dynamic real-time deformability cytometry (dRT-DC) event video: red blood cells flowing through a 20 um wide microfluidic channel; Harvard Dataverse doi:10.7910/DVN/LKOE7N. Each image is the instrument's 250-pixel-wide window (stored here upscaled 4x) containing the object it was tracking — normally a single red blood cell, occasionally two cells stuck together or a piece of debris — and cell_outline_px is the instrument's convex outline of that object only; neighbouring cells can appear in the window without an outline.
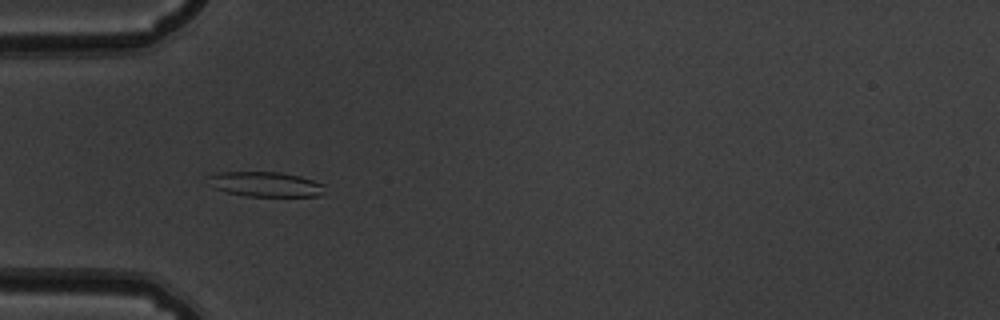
{"species": "common noctule bat (a hibernating species)", "species_latin": "Nyctalus noctula", "temperature_condition": "warm", "stored_images_in_passage": 37, "camera_frame_rate_fps": 3000, "um_per_image_px": 0.085, "animal": {"sex": "male", "body_mass_g": 19.5, "forearm_length_mm": 54.6}, "frame": {"image": 1, "passage_image": 1, "time_ms": 0.0, "image_size_px": [1000, 320], "cell_outline_px": [[324, 184], [320, 196], [244, 196], [228, 192], [216, 188], [208, 176], [216, 172], [280, 172], [300, 176]], "centroid_in_image_um": [22.59, 15.65], "position_along_channel_um": 62.4, "area_um2": 16.59}}
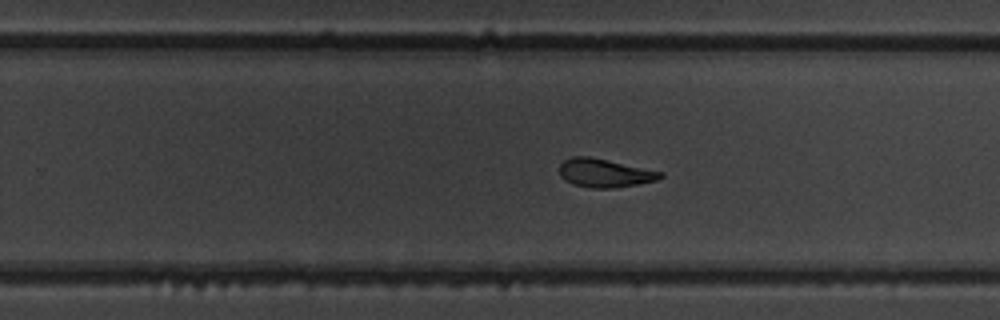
{"frame": {"image": 2, "passage_image": 18, "time_ms": 5.667, "image_size_px": [1000, 320], "cell_outline_px": [[664, 176], [656, 180], [616, 188], [588, 188], [572, 184], [564, 180], [560, 176], [560, 164], [564, 160], [572, 156], [588, 156], [608, 160], [664, 172]], "centroid_in_image_um": [51.37, 14.71], "position_along_channel_um": 278.4, "area_um2": 16.82}}
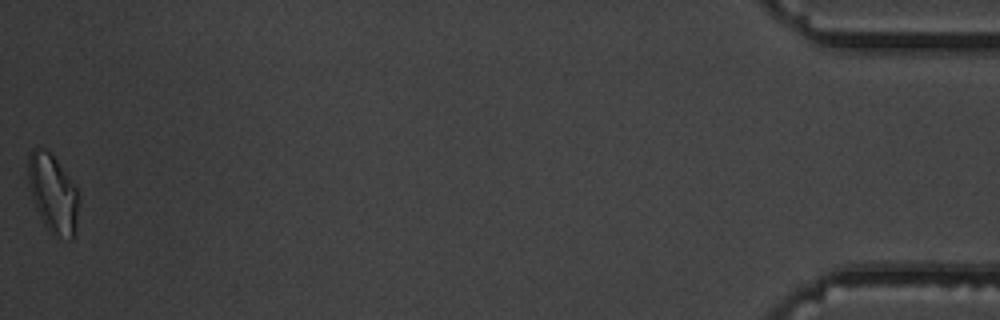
{"frame": {"image": 3, "passage_image": 37, "time_ms": 12.0, "image_size_px": [1000, 320], "cell_outline_px": [[80, 200], [76, 224], [72, 240], [52, 236], [44, 224], [36, 208], [28, 184], [28, 152], [36, 144], [44, 148], [56, 160], [68, 176], [76, 188]], "centroid_in_image_um": [4.49, 16.45], "position_along_channel_um": 430.7, "area_um2": 23.29}, "authors_computed_cell_mechanics": {"area_um2": 17.1088, "velocity_mm_per_s": 3.866, "shape_relaxation_time_tau1_ms": 10.388, "shape_relaxation_time_tau2_ms": 2.2861, "deformation_change_tau1": 0.2395, "deformation_change_tau2": 0.0865}}